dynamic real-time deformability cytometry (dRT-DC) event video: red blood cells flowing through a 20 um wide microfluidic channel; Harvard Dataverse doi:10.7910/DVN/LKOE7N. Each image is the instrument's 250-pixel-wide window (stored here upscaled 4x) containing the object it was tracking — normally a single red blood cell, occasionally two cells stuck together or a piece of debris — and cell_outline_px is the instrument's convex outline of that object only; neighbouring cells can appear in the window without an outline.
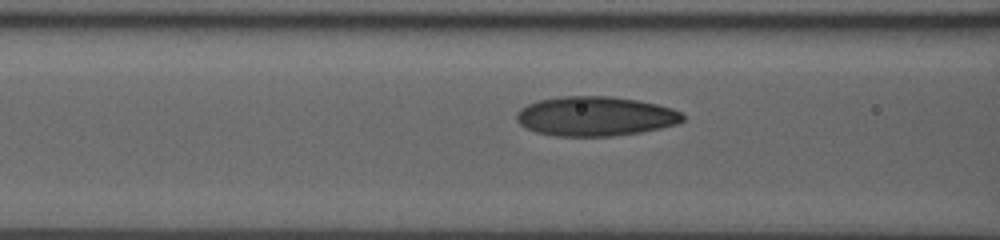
{"species": "human", "species_latin": "Homo sapiens", "temperature_condition": "room temperature", "stored_images_in_passage": 40, "camera_frame_rate_fps": 3000, "um_per_image_px": 0.085, "donor": {"sex": "male"}, "frame": {"image": 1, "passage_image": 18, "time_ms": 6.333, "image_size_px": [1000, 240], "cell_outline_px": [[684, 120], [676, 124], [660, 128], [640, 132], [612, 136], [556, 136], [536, 132], [520, 124], [516, 120], [516, 112], [520, 108], [528, 104], [540, 100], [560, 96], [608, 96], [640, 100], [672, 108], [680, 112], [684, 116]], "centroid_in_image_um": [50.6, 9.88], "position_along_channel_um": 116.0, "area_um2": 38.26}}
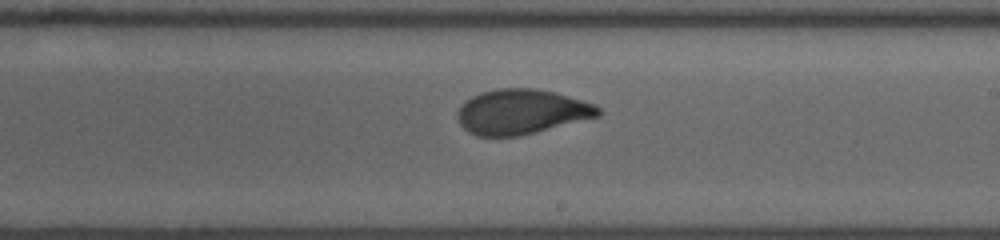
{"frame": {"image": 2, "passage_image": 27, "time_ms": 9.667, "image_size_px": [1000, 240], "cell_outline_px": [[600, 116], [520, 136], [476, 136], [468, 132], [460, 124], [456, 116], [456, 112], [472, 96], [480, 92], [500, 88], [536, 88], [568, 96], [596, 104], [600, 108]], "centroid_in_image_um": [44.32, 9.51], "position_along_channel_um": 244.7, "area_um2": 36.76}}
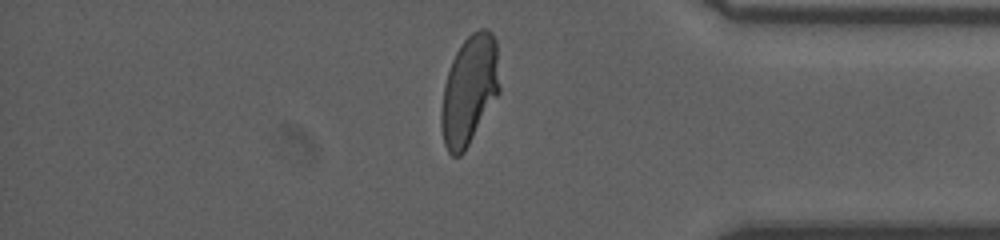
{"frame": {"image": 3, "passage_image": 39, "time_ms": 14.0, "image_size_px": [1000, 240], "cell_outline_px": [[500, 92], [464, 152], [460, 156], [452, 156], [448, 152], [444, 144], [440, 124], [440, 108], [444, 84], [452, 60], [460, 44], [472, 32], [480, 28], [488, 28], [492, 32], [496, 40], [500, 88]], "centroid_in_image_um": [39.89, 7.65], "position_along_channel_um": 395.3, "area_um2": 37.45}, "authors_computed_cell_mechanics": {"area_um2": 37.6567, "velocity_mm_per_s": 3.8515, "shape_relaxation_time_tau1_ms": 8.7709, "shape_relaxation_time_tau2_ms": 0.8721, "deformation_change_tau1": 0.2776, "deformation_change_tau2": 0.0581}}